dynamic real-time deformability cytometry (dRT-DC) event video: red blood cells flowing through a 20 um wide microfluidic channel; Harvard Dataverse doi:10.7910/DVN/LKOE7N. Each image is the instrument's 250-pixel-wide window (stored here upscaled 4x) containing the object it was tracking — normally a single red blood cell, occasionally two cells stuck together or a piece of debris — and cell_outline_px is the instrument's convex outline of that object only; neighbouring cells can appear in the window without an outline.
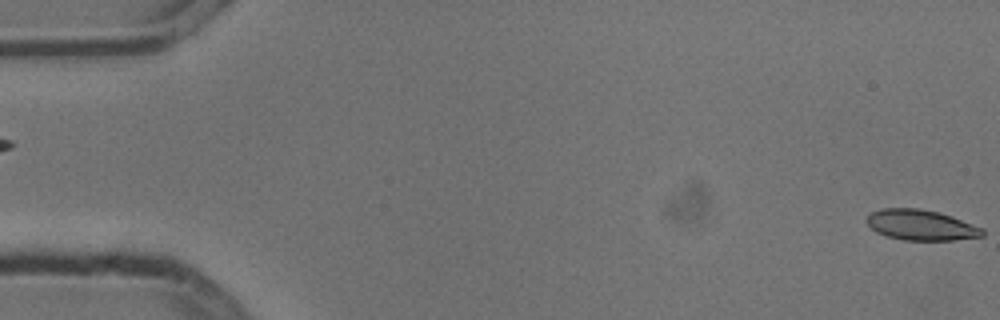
{"species": "common noctule bat (a hibernating species)", "species_latin": "Nyctalus noctula", "temperature_condition": "cold", "stored_images_in_passage": 6, "segment_of_instrument_passage": [2, 2], "camera_frame_rate_fps": 3000, "um_per_image_px": 0.085, "animal": {"sex": "male", "body_mass_g": 13.3}, "frame": {"image": 1, "passage_image": 6, "time_ms": 1.667, "image_size_px": [1000, 320], "cell_outline_px": [[984, 236], [952, 240], [904, 240], [888, 236], [876, 232], [864, 220], [872, 212], [884, 208], [920, 208], [952, 216], [984, 228]], "centroid_in_image_um": [78.3, 19.13], "position_along_channel_um": 6.7, "area_um2": 20.52}}